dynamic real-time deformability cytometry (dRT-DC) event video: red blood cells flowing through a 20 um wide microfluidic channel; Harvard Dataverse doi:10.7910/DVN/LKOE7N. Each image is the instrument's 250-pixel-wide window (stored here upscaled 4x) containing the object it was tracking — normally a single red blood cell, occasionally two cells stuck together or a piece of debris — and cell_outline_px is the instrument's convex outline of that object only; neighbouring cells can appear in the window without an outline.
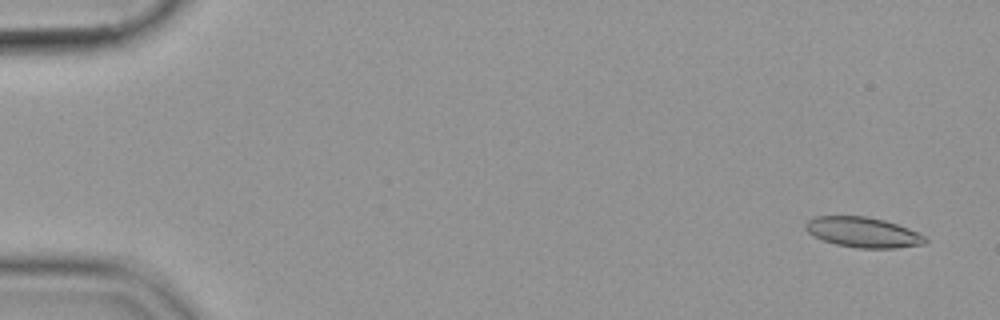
{"species": "common noctule bat (a hibernating species)", "species_latin": "Nyctalus noctula", "temperature_condition": "cold", "stored_images_in_passage": 16, "camera_frame_rate_fps": 3000, "um_per_image_px": 0.085, "animal": {"sex": "female", "body_mass_g": 19.9}, "frame": {"image": 1, "passage_image": 3, "time_ms": 0.667, "image_size_px": [1000, 320], "cell_outline_px": [[928, 240], [924, 244], [896, 248], [856, 248], [836, 244], [812, 236], [804, 228], [804, 224], [808, 220], [816, 216], [864, 216], [884, 220], [908, 228], [924, 236]], "centroid_in_image_um": [73.32, 19.74], "position_along_channel_um": 11.7, "area_um2": 21.04}}
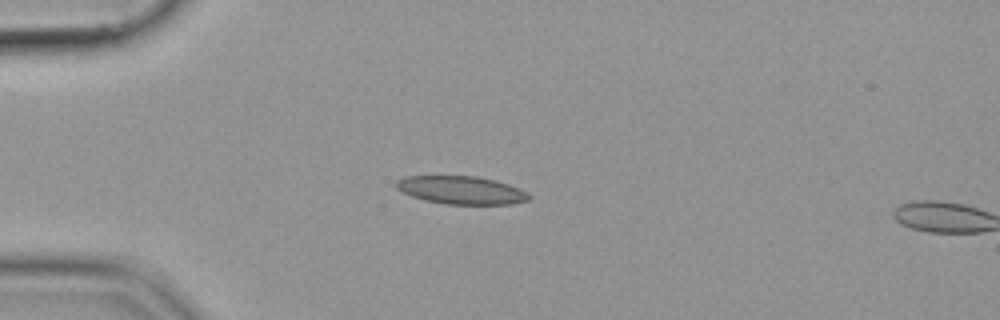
{"frame": {"image": 2, "passage_image": 15, "time_ms": 4.667, "image_size_px": [1000, 320], "cell_outline_px": [[532, 196], [528, 200], [512, 204], [444, 204], [424, 200], [400, 192], [396, 188], [396, 180], [404, 176], [476, 176], [508, 184], [520, 188], [528, 192]], "centroid_in_image_um": [39.19, 16.16], "position_along_channel_um": 45.8, "area_um2": 21.79}}